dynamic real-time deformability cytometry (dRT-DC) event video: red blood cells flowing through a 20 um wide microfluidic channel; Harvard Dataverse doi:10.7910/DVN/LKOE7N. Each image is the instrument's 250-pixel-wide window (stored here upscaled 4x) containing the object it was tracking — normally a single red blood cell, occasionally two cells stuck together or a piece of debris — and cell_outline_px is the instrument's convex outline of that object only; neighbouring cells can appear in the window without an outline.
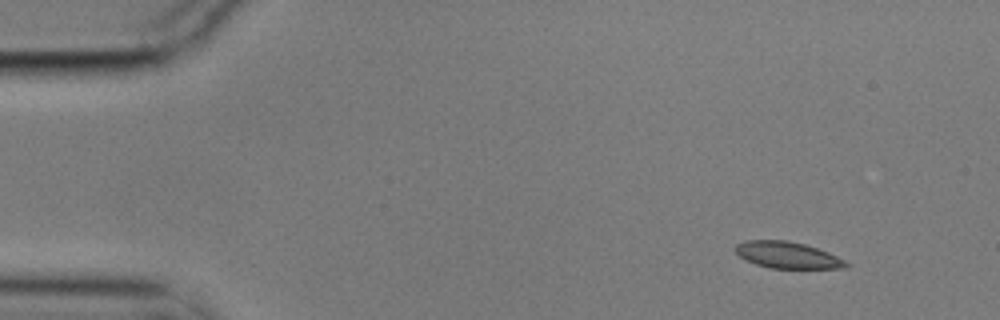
{"species": "common noctule bat (a hibernating species)", "species_latin": "Nyctalus noctula", "temperature_condition": "cold", "stored_images_in_passage": 4, "camera_frame_rate_fps": 3000, "um_per_image_px": 0.085, "animal": {"sex": "male", "body_mass_g": 17.9}, "frame": {"image": 1, "passage_image": 1, "time_ms": 0.0, "image_size_px": [1000, 320], "cell_outline_px": [[852, 264], [848, 268], [768, 268], [756, 264], [740, 256], [732, 248], [736, 244], [744, 240], [788, 240], [804, 244], [828, 252]], "centroid_in_image_um": [66.93, 21.67], "position_along_channel_um": 18.1, "area_um2": 17.17}}
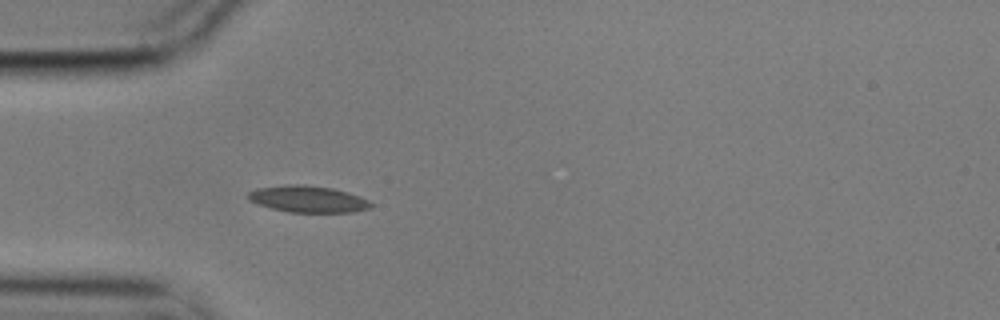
{"frame": {"image": 2, "passage_image": 4, "time_ms": 1.0, "image_size_px": [1000, 320], "cell_outline_px": [[372, 208], [352, 212], [288, 212], [272, 208], [248, 200], [248, 192], [256, 188], [288, 184], [304, 184], [332, 188], [348, 192], [360, 196], [368, 200], [372, 204]], "centroid_in_image_um": [26.19, 16.91], "position_along_channel_um": 58.8, "area_um2": 19.07}}